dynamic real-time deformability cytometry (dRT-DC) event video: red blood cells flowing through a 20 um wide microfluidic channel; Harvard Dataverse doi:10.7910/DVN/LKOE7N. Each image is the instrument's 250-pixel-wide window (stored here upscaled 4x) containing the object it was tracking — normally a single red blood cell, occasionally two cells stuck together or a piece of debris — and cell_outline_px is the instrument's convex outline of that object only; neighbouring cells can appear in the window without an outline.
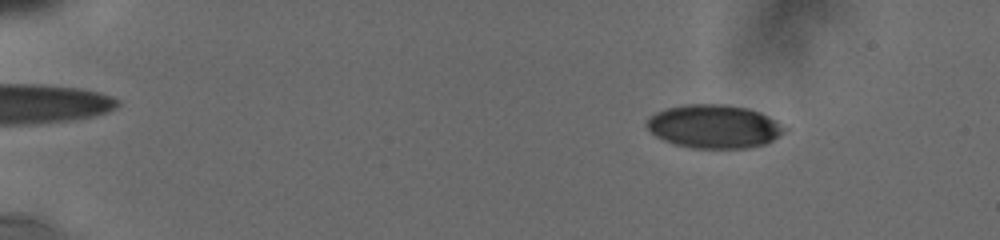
{"species": "human", "species_latin": "Homo sapiens", "temperature_condition": "cold", "stored_images_in_passage": 15, "camera_frame_rate_fps": 3000, "um_per_image_px": 0.085, "donor": {"sex": "male"}, "frame": {"image": 1, "passage_image": 5, "time_ms": 2.0, "image_size_px": [1000, 240], "cell_outline_px": [[788, 128], [784, 132], [772, 140], [764, 144], [752, 148], [692, 148], [676, 144], [664, 140], [656, 136], [644, 124], [648, 116], [656, 112], [668, 108], [684, 104], [724, 104], [748, 108], [760, 112], [776, 120]], "centroid_in_image_um": [60.7, 10.74], "position_along_channel_um": 24.3, "area_um2": 35.03}}
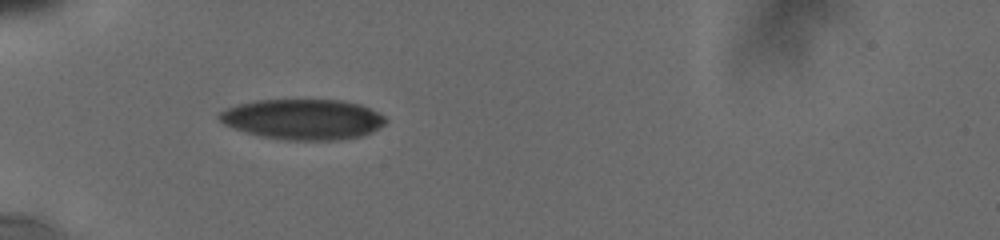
{"frame": {"image": 2, "passage_image": 12, "time_ms": 5.667, "image_size_px": [1000, 240], "cell_outline_px": [[388, 120], [384, 124], [372, 132], [360, 136], [336, 140], [288, 140], [260, 136], [224, 124], [216, 116], [220, 112], [228, 108], [240, 104], [256, 100], [340, 100], [360, 104], [384, 116]], "centroid_in_image_um": [25.76, 10.14], "position_along_channel_um": 59.2, "area_um2": 38.84}}